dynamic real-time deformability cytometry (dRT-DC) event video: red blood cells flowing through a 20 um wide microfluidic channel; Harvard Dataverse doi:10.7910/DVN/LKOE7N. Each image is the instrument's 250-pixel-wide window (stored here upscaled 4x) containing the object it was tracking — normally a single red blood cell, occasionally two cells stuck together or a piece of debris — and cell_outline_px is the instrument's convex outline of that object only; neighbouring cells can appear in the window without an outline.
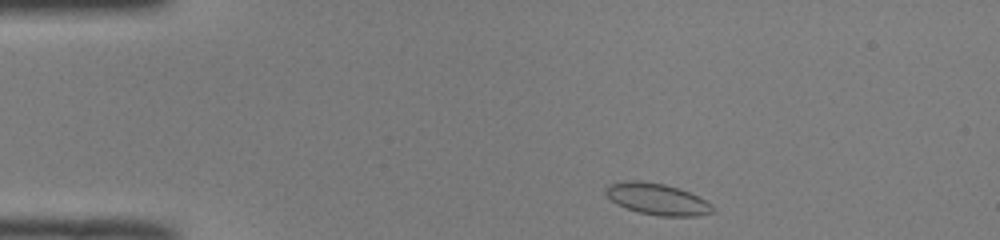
{"species": "common noctule bat (a hibernating species)", "species_latin": "Nyctalus noctula", "temperature_condition": "room temperature", "stored_images_in_passage": 42, "camera_frame_rate_fps": 3000, "um_per_image_px": 0.085, "animal": {"sex": "male", "body_mass_g": 19.0, "forearm_length_mm": 50.8}, "frame": {"image": 1, "passage_image": 1, "time_ms": 0.0, "image_size_px": [1000, 240], "cell_outline_px": [[716, 212], [696, 216], [660, 216], [640, 212], [616, 204], [604, 192], [604, 188], [608, 184], [628, 180], [636, 180], [664, 184], [680, 188], [712, 204], [716, 208]], "centroid_in_image_um": [55.87, 16.92], "position_along_channel_um": 29.1, "area_um2": 19.59}}
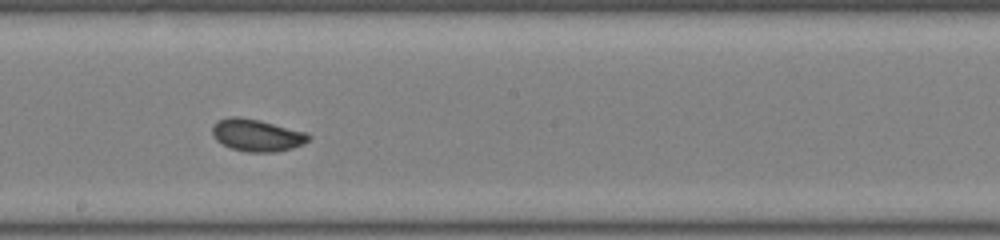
{"frame": {"image": 2, "passage_image": 20, "time_ms": 6.333, "image_size_px": [1000, 240], "cell_outline_px": [[312, 136], [304, 144], [292, 148], [276, 152], [248, 152], [232, 148], [216, 140], [212, 136], [212, 124], [216, 120], [228, 116], [236, 116], [260, 120], [308, 132]], "centroid_in_image_um": [21.83, 11.47], "position_along_channel_um": 226.4, "area_um2": 18.32}}
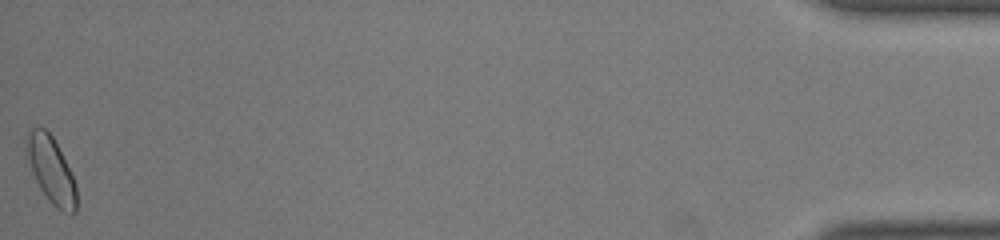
{"frame": {"image": 3, "passage_image": 42, "time_ms": 13.667, "image_size_px": [1000, 240], "cell_outline_px": [[76, 212], [72, 216], [56, 208], [48, 200], [40, 188], [24, 156], [24, 144], [28, 132], [32, 128], [44, 128], [52, 136], [76, 184]], "centroid_in_image_um": [4.3, 14.47], "position_along_channel_um": 430.9, "area_um2": 19.36}, "authors_computed_cell_mechanics": {"area_um2": 17.6001, "velocity_mm_per_s": 4.0725, "shape_relaxation_time_tau1_ms": null, "shape_relaxation_time_tau2_ms": 0.828, "deformation_change_tau1": null, "deformation_change_tau2": 0.0455}}